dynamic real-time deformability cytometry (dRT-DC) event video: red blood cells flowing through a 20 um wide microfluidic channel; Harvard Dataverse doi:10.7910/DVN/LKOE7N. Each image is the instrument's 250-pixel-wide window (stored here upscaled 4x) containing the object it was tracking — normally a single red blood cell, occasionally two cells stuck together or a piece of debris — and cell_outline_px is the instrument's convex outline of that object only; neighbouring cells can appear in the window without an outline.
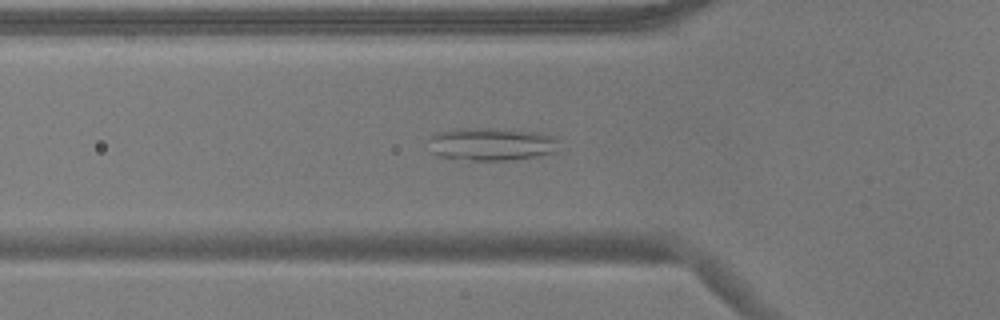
{"species": "common noctule bat (a hibernating species)", "species_latin": "Nyctalus noctula", "temperature_condition": "warm", "stored_images_in_passage": 54, "camera_frame_rate_fps": 3000, "um_per_image_px": 0.085, "animal": {"sex": "male", "body_mass_g": 17.9}, "frame": {"image": 1, "passage_image": 18, "time_ms": 5.667, "image_size_px": [1000, 320], "cell_outline_px": [[560, 136], [556, 152], [540, 156], [508, 160], [472, 160], [440, 156], [432, 152], [432, 136], [456, 128], [496, 128], [544, 132]], "centroid_in_image_um": [41.95, 12.23], "position_along_channel_um": 83.8, "area_um2": 25.09}}
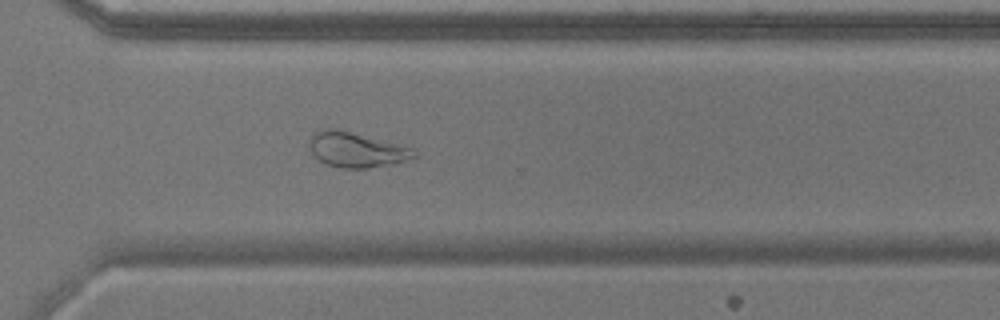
{"frame": {"image": 2, "passage_image": 39, "time_ms": 12.667, "image_size_px": [1000, 320], "cell_outline_px": [[416, 156], [392, 164], [368, 168], [340, 168], [328, 164], [320, 160], [312, 152], [308, 144], [308, 140], [320, 128], [332, 128], [412, 148], [416, 152]], "centroid_in_image_um": [30.24, 12.74], "position_along_channel_um": 340.4, "area_um2": 20.75}}
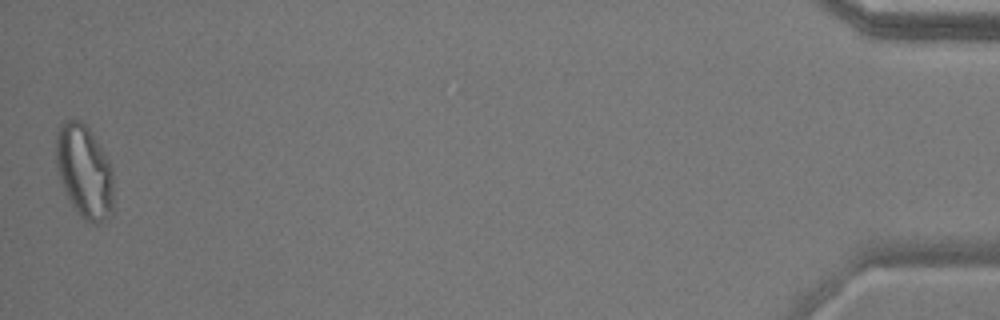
{"frame": {"image": 3, "passage_image": 54, "time_ms": 17.667, "image_size_px": [1000, 320], "cell_outline_px": [[112, 212], [104, 220], [96, 224], [92, 224], [84, 220], [80, 216], [72, 204], [60, 180], [56, 164], [56, 132], [60, 124], [64, 120], [80, 120], [88, 128], [108, 160], [112, 168]], "centroid_in_image_um": [7.15, 14.57], "position_along_channel_um": 428.1, "area_um2": 30.87}, "authors_computed_cell_mechanics": {"area_um2": 25.0274, "velocity_mm_per_s": 3.6496, "shape_relaxation_time_tau1_ms": null, "shape_relaxation_time_tau2_ms": 2.2806, "deformation_change_tau1": null, "deformation_change_tau2": 0.0873}}